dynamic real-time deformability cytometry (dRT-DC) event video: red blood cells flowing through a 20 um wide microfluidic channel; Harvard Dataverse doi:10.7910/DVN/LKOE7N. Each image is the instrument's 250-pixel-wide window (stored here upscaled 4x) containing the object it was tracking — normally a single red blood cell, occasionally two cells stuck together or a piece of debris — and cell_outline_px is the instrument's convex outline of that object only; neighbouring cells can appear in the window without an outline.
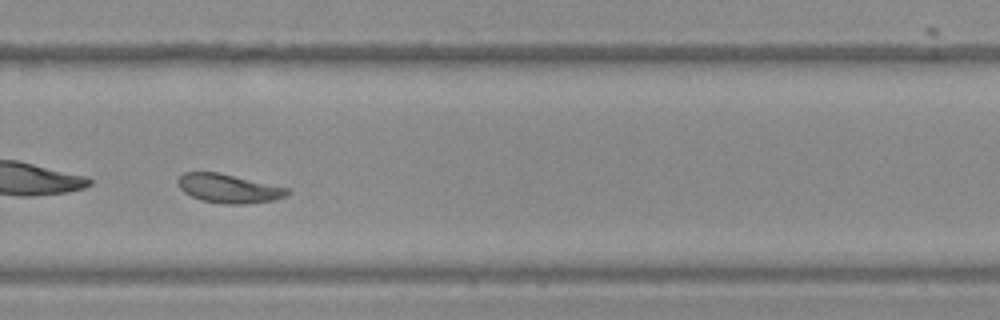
{"species": "Egyptian fruit bat (a non-hibernating species)", "species_latin": "Rousettus aegyptiacus", "temperature_condition": "warm", "stored_images_in_passage": 53, "camera_frame_rate_fps": 3000, "um_per_image_px": 0.085, "frame": {"image": 1, "passage_image": 38, "time_ms": 12.333, "image_size_px": [1000, 320], "cell_outline_px": [[288, 192], [284, 196], [276, 200], [244, 204], [224, 204], [200, 200], [184, 192], [180, 188], [180, 176], [184, 172], [220, 172], [288, 188]], "centroid_in_image_um": [19.44, 16.02], "position_along_channel_um": 310.4, "area_um2": 18.21}, "authors_computed_cell_mechanics": {"area_um2": 19.0162, "velocity_mm_per_s": 3.7751, "shape_relaxation_time_tau1_ms": 4.4584, "shape_relaxation_time_tau2_ms": 2.238, "deformation_change_tau1": 0.1402, "deformation_change_tau2": 0.0614}}